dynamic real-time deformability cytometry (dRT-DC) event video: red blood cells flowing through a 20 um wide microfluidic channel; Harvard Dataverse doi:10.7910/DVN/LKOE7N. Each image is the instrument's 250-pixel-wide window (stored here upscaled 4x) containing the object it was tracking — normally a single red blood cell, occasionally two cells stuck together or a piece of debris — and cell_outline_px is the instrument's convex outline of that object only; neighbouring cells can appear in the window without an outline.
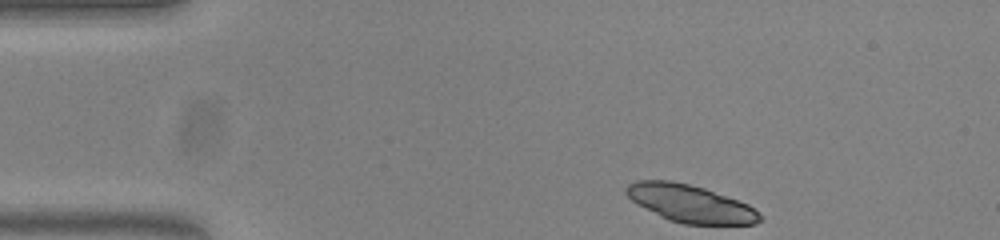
{"species": "common noctule bat (a hibernating species)", "species_latin": "Nyctalus noctula", "temperature_condition": "warm", "stored_images_in_passage": 46, "camera_frame_rate_fps": 3000, "um_per_image_px": 0.085, "animal": {"sex": "female", "body_mass_g": 23.0, "forearm_length_mm": 53.4}, "frame": {"image": 1, "passage_image": 1, "time_ms": 0.0, "image_size_px": [1000, 240], "cell_outline_px": [[764, 220], [756, 224], [684, 224], [668, 220], [636, 204], [624, 192], [624, 188], [628, 184], [636, 180], [672, 180], [704, 188], [748, 204]], "centroid_in_image_um": [58.63, 17.3], "position_along_channel_um": 26.4, "area_um2": 29.13}}